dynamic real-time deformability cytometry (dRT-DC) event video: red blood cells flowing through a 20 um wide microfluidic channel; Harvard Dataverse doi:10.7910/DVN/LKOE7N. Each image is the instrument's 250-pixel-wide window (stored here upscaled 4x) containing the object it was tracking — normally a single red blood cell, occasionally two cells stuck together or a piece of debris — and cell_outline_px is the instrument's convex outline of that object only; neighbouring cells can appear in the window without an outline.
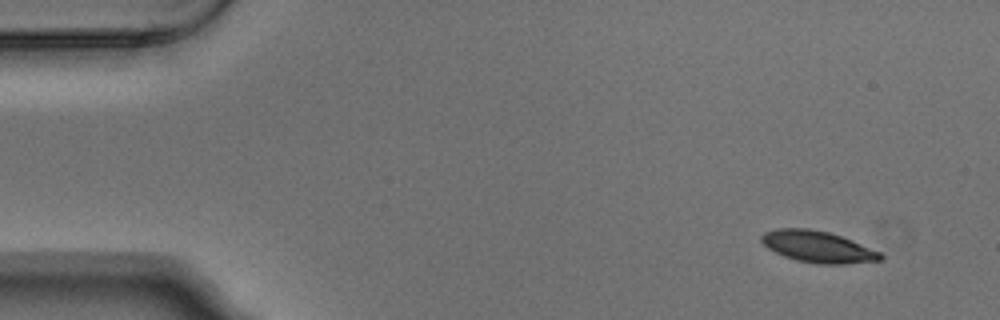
{"species": "Egyptian fruit bat (a non-hibernating species)", "species_latin": "Rousettus aegyptiacus", "temperature_condition": "warm", "stored_images_in_passage": 5, "segment_of_instrument_passage": [1, 2], "camera_frame_rate_fps": 3000, "um_per_image_px": 0.085, "animal": {"sex": "male"}, "frame": {"image": 1, "passage_image": 1, "time_ms": 0.0, "image_size_px": [1000, 320], "cell_outline_px": [[884, 256], [880, 260], [844, 264], [816, 264], [796, 260], [784, 256], [768, 248], [760, 240], [760, 236], [764, 232], [776, 228], [808, 228], [828, 232], [852, 240], [880, 252]], "centroid_in_image_um": [69.49, 20.97], "position_along_channel_um": 15.5, "area_um2": 21.79}}